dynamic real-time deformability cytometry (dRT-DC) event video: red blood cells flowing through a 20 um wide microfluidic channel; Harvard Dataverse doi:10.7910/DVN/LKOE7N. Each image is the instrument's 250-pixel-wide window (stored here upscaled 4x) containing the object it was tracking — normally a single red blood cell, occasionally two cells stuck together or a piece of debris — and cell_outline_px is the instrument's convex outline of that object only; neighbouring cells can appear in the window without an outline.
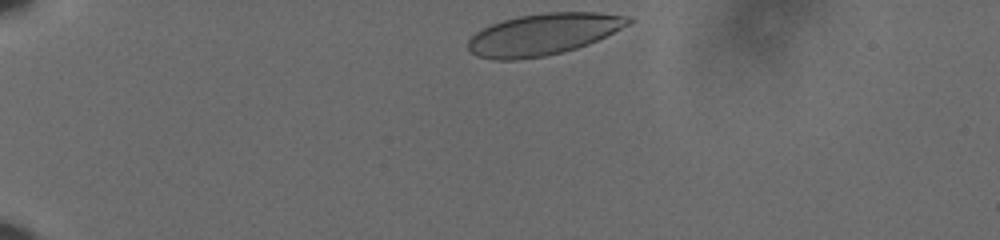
{"species": "human", "species_latin": "Homo sapiens", "temperature_condition": "cold", "stored_images_in_passage": 38, "camera_frame_rate_fps": 3000, "um_per_image_px": 0.085, "donor": {"sex": "male"}, "frame": {"image": 1, "passage_image": 1, "time_ms": 0.0, "image_size_px": [1000, 240], "cell_outline_px": [[632, 24], [588, 44], [564, 52], [544, 56], [516, 60], [492, 60], [476, 56], [468, 48], [468, 40], [476, 32], [492, 24], [504, 20], [520, 16], [548, 12], [600, 12], [632, 16]], "centroid_in_image_um": [46.22, 2.91], "position_along_channel_um": 38.8, "area_um2": 38.9}}
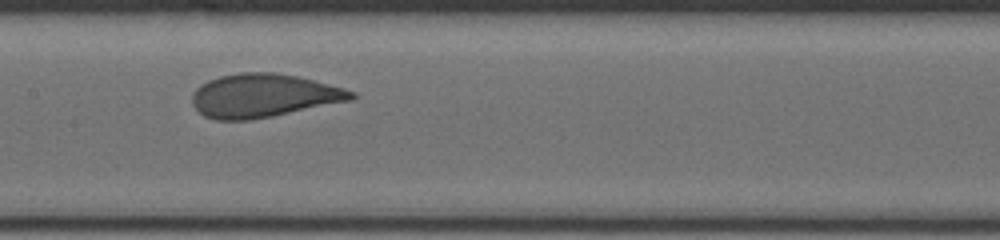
{"frame": {"image": 2, "passage_image": 19, "time_ms": 6.0, "image_size_px": [1000, 240], "cell_outline_px": [[356, 96], [352, 100], [272, 116], [248, 120], [216, 120], [204, 116], [192, 104], [192, 92], [200, 84], [208, 80], [220, 76], [240, 72], [276, 72], [296, 76], [344, 88], [356, 92]], "centroid_in_image_um": [22.37, 8.12], "position_along_channel_um": 185.0, "area_um2": 40.29}}
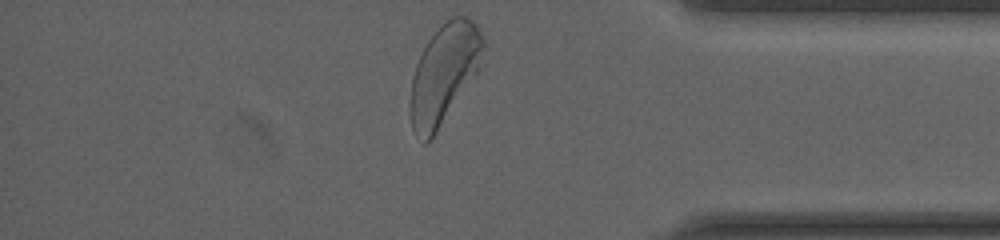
{"frame": {"image": 3, "passage_image": 38, "time_ms": 12.333, "image_size_px": [1000, 240], "cell_outline_px": [[484, 44], [476, 72], [432, 140], [424, 144], [412, 128], [408, 104], [412, 76], [416, 64], [428, 40], [440, 24], [452, 16], [464, 16], [472, 20], [476, 24], [484, 40]], "centroid_in_image_um": [37.69, 6.29], "position_along_channel_um": 397.5, "area_um2": 41.85}, "authors_computed_cell_mechanics": {"area_um2": 40.2577, "velocity_mm_per_s": 3.5971, "shape_relaxation_time_tau1_ms": 4.1097, "shape_relaxation_time_tau2_ms": null, "deformation_change_tau1": 0.1569, "deformation_change_tau2": null}}